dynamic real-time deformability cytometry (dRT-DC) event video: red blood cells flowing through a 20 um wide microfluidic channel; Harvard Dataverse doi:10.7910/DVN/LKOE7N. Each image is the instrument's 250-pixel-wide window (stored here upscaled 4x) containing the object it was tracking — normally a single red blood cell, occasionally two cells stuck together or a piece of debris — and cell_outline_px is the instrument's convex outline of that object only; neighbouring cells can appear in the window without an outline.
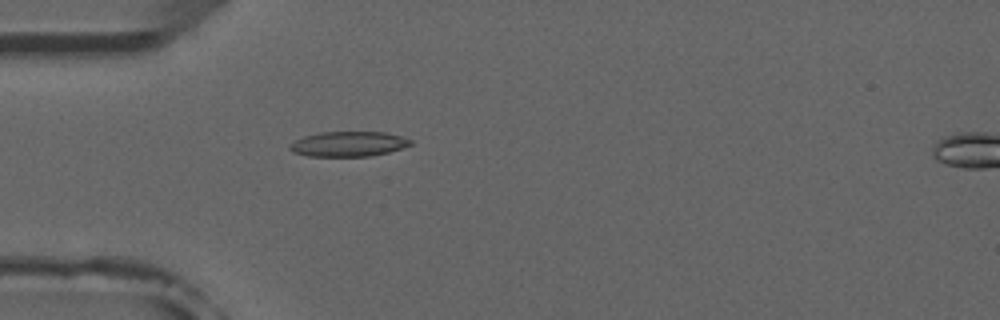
{"species": "common noctule bat (a hibernating species)", "species_latin": "Nyctalus noctula", "temperature_condition": "room temperature", "stored_images_in_passage": 6, "camera_frame_rate_fps": 3000, "um_per_image_px": 0.085, "animal": {"sex": "male", "forearm_length_mm": 52.5}, "frame": {"image": 1, "passage_image": 5, "time_ms": 4.667, "image_size_px": [1000, 320], "cell_outline_px": [[412, 144], [388, 152], [368, 156], [308, 156], [292, 152], [288, 148], [288, 144], [304, 136], [320, 132], [384, 132], [400, 136], [412, 140]], "centroid_in_image_um": [29.57, 12.23], "position_along_channel_um": 55.4, "area_um2": 17.51}}